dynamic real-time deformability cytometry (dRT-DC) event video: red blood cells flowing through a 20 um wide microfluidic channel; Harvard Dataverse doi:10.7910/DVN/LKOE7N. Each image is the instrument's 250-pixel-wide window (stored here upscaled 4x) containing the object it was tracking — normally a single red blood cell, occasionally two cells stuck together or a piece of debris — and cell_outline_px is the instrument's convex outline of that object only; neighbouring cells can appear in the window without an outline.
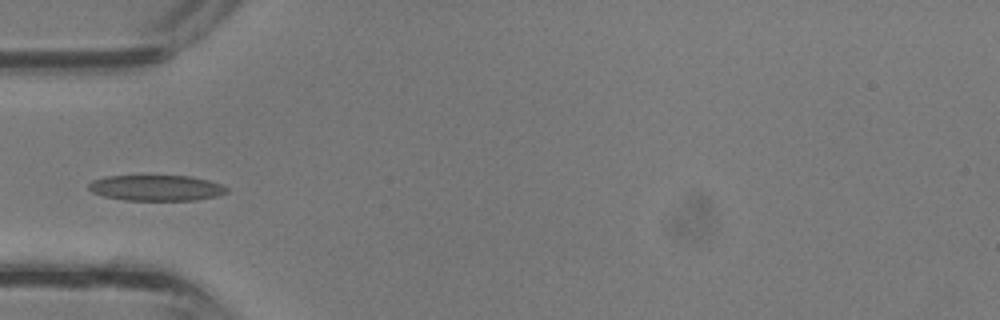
{"species": "common noctule bat (a hibernating species)", "species_latin": "Nyctalus noctula", "temperature_condition": "room temperature", "stored_images_in_passage": 22, "camera_frame_rate_fps": 3000, "um_per_image_px": 0.085, "animal": {"sex": "male", "body_mass_g": 13.3}, "frame": {"image": 1, "passage_image": 3, "time_ms": 0.667, "image_size_px": [1000, 320], "cell_outline_px": [[228, 192], [216, 196], [196, 200], [124, 200], [104, 196], [92, 192], [88, 188], [88, 184], [92, 180], [108, 176], [188, 176], [208, 180], [220, 184], [228, 188]], "centroid_in_image_um": [13.27, 15.97], "position_along_channel_um": 71.7, "area_um2": 20.58}}
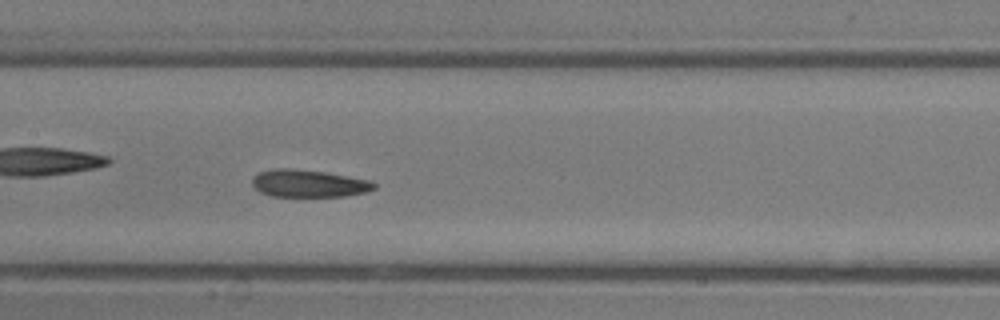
{"frame": {"image": 2, "passage_image": 9, "time_ms": 2.667, "image_size_px": [1000, 320], "cell_outline_px": [[376, 188], [364, 192], [344, 196], [272, 196], [260, 192], [252, 184], [252, 176], [260, 172], [272, 168], [288, 168], [324, 172], [372, 180], [376, 184]], "centroid_in_image_um": [26.23, 15.58], "position_along_channel_um": 181.2, "area_um2": 19.42}}
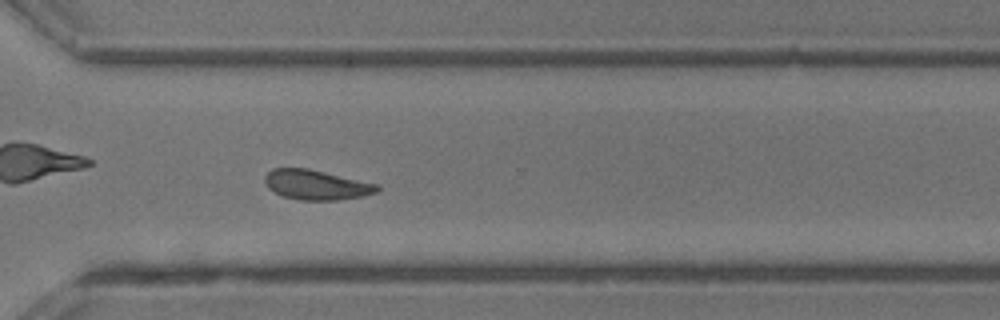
{"frame": {"image": 3, "passage_image": 18, "time_ms": 5.667, "image_size_px": [1000, 320], "cell_outline_px": [[380, 188], [376, 192], [364, 196], [340, 200], [300, 200], [280, 196], [268, 188], [264, 180], [264, 176], [272, 168], [308, 168], [380, 184]], "centroid_in_image_um": [26.89, 15.71], "position_along_channel_um": 343.7, "area_um2": 19.83}}